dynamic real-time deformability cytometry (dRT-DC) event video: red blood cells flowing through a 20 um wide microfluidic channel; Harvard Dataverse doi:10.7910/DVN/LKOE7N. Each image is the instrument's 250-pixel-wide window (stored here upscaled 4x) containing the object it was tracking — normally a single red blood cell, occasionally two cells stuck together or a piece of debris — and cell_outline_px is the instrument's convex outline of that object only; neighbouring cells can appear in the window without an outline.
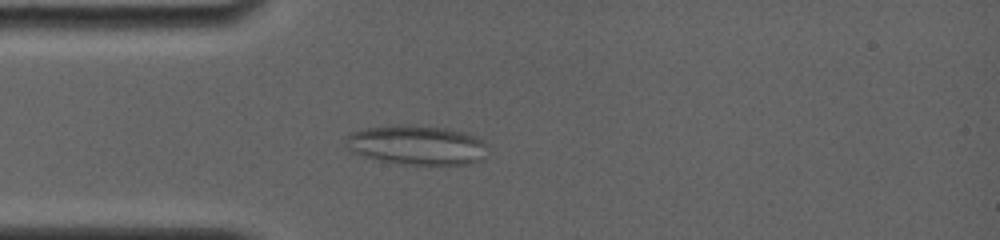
{"species": "common noctule bat (a hibernating species)", "species_latin": "Nyctalus noctula", "temperature_condition": "room temperature", "stored_images_in_passage": 33, "camera_frame_rate_fps": 4000, "um_per_image_px": 0.085, "animal": {"sex": "female", "body_mass_g": 19.0, "forearm_length_mm": 56.7}, "frame": {"image": 1, "passage_image": 6, "time_ms": 2.25, "image_size_px": [1000, 240], "cell_outline_px": [[488, 156], [480, 160], [468, 164], [404, 164], [380, 160], [364, 156], [352, 152], [344, 144], [344, 140], [348, 132], [364, 128], [392, 124], [408, 124], [444, 128], [460, 132], [484, 140]], "centroid_in_image_um": [35.37, 12.31], "position_along_channel_um": 49.6, "area_um2": 32.83}}
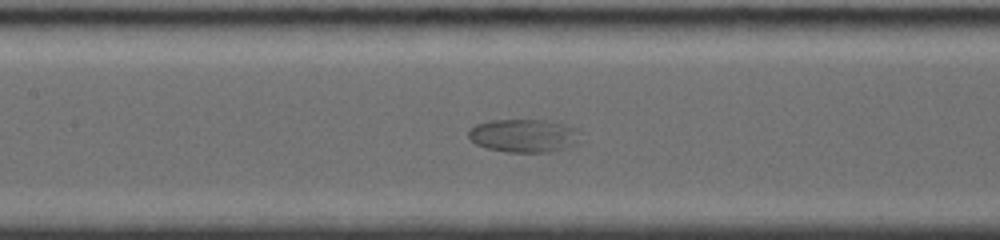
{"frame": {"image": 2, "passage_image": 13, "time_ms": 5.5, "image_size_px": [1000, 240], "cell_outline_px": [[580, 144], [568, 148], [548, 152], [508, 152], [488, 148], [476, 144], [468, 136], [468, 132], [476, 124], [492, 120], [544, 120], [564, 124], [580, 132]], "centroid_in_image_um": [44.57, 11.54], "position_along_channel_um": 162.8, "area_um2": 21.68}}
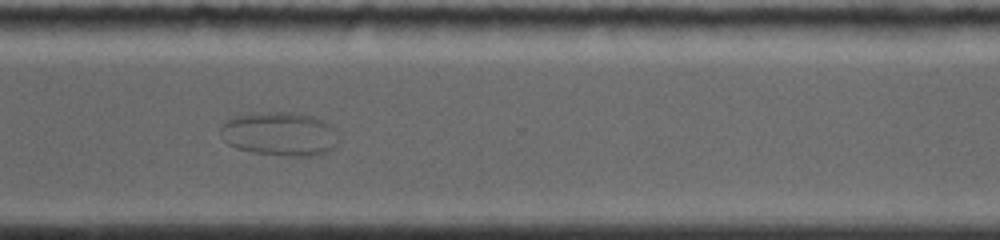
{"frame": {"image": 3, "passage_image": 24, "time_ms": 10.5, "image_size_px": [1000, 240], "cell_outline_px": [[336, 144], [328, 152], [312, 156], [292, 156], [252, 152], [236, 148], [228, 144], [224, 140], [220, 132], [220, 128], [228, 120], [236, 116], [248, 112], [292, 112], [312, 116], [328, 124]], "centroid_in_image_um": [23.69, 11.38], "position_along_channel_um": 346.9, "area_um2": 29.65}}